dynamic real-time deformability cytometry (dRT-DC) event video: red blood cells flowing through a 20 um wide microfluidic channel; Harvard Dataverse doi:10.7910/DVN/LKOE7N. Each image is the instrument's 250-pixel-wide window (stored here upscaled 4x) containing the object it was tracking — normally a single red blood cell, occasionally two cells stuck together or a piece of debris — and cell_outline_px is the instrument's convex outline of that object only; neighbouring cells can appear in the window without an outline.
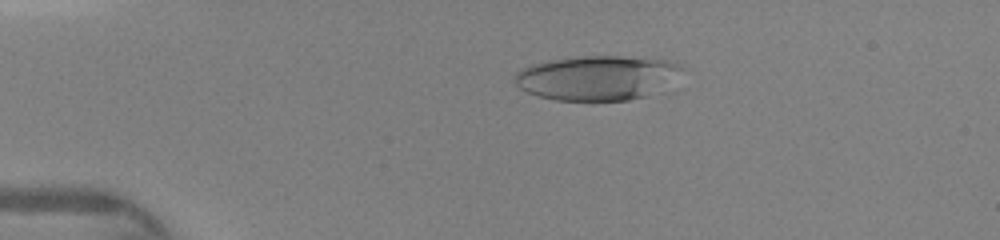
{"species": "human", "species_latin": "Homo sapiens", "temperature_condition": "warm", "stored_images_in_passage": 46, "camera_frame_rate_fps": 3000, "um_per_image_px": 0.085, "donor": {"sex": "female"}, "frame": {"image": 1, "passage_image": 10, "time_ms": 3.0, "image_size_px": [1000, 240], "cell_outline_px": [[688, 68], [644, 96], [628, 100], [556, 100], [536, 96], [520, 88], [512, 80], [512, 76], [520, 68], [532, 64], [548, 60], [572, 56], [644, 56], [668, 60], [680, 64]], "centroid_in_image_um": [50.68, 6.57], "position_along_channel_um": 34.3, "area_um2": 43.58}}
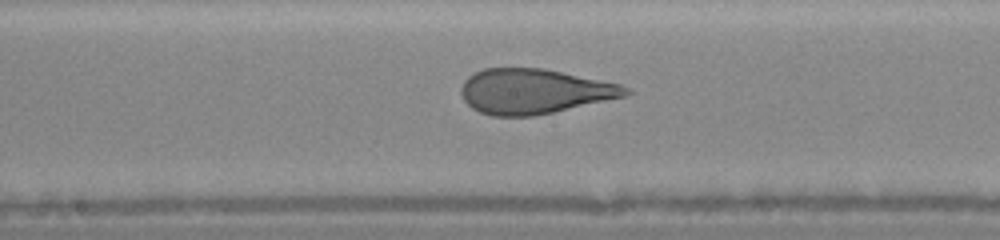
{"frame": {"image": 2, "passage_image": 25, "time_ms": 8.0, "image_size_px": [1000, 240], "cell_outline_px": [[632, 92], [628, 96], [552, 112], [532, 116], [492, 116], [480, 112], [472, 108], [464, 100], [460, 92], [460, 88], [464, 80], [472, 72], [484, 68], [544, 68], [620, 84], [628, 88]], "centroid_in_image_um": [45.38, 7.76], "position_along_channel_um": 202.8, "area_um2": 43.18}}
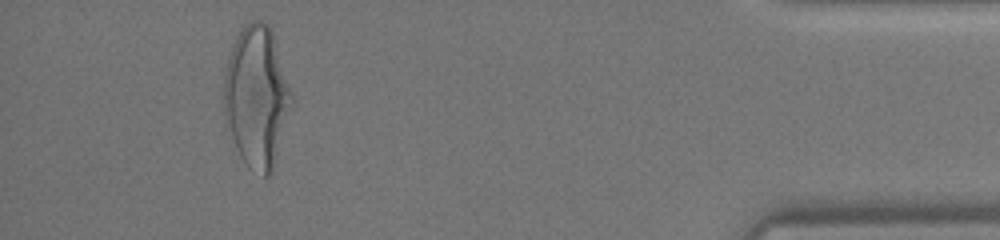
{"frame": {"image": 3, "passage_image": 43, "time_ms": 14.0, "image_size_px": [1000, 240], "cell_outline_px": [[292, 100], [272, 172], [268, 176], [264, 176], [248, 168], [240, 156], [236, 148], [224, 120], [224, 76], [232, 44], [236, 36], [244, 24], [252, 20], [264, 20], [272, 28], [292, 96]], "centroid_in_image_um": [21.79, 8.19], "position_along_channel_um": 413.4, "area_um2": 55.31}}